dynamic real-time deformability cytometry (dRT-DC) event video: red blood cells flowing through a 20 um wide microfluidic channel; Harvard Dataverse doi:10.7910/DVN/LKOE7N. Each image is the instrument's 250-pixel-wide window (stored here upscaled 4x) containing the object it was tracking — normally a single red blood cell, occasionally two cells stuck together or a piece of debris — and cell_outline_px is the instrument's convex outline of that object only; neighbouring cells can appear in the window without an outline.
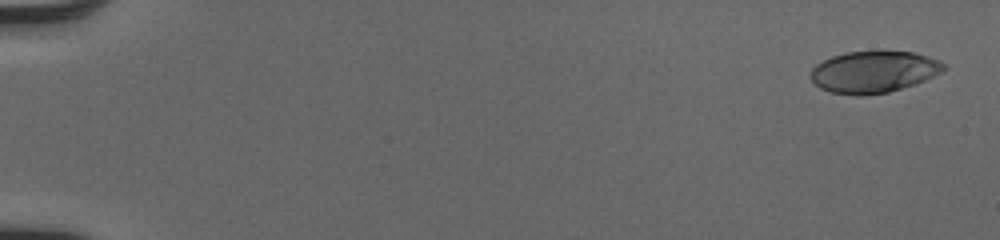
{"species": "human", "species_latin": "Homo sapiens", "temperature_condition": "cold", "stored_images_in_passage": 52, "camera_frame_rate_fps": 3000, "um_per_image_px": 0.085, "donor": {"sex": "male"}, "frame": {"image": 1, "passage_image": 2, "time_ms": 0.333, "image_size_px": [1000, 240], "cell_outline_px": [[948, 64], [940, 72], [924, 80], [888, 92], [860, 96], [856, 96], [832, 92], [820, 88], [812, 80], [812, 68], [816, 64], [832, 56], [848, 52], [912, 52], [928, 56]], "centroid_in_image_um": [74.25, 6.11], "position_along_channel_um": 10.7, "area_um2": 31.79}}
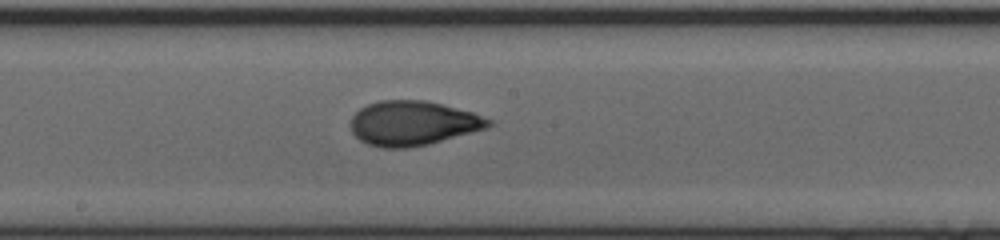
{"frame": {"image": 2, "passage_image": 30, "time_ms": 9.667, "image_size_px": [1000, 240], "cell_outline_px": [[496, 124], [488, 128], [428, 144], [408, 148], [380, 148], [368, 144], [360, 140], [352, 132], [352, 116], [360, 108], [368, 104], [380, 100], [424, 100], [472, 112], [492, 120]], "centroid_in_image_um": [35.11, 10.48], "position_along_channel_um": 213.1, "area_um2": 35.72}}
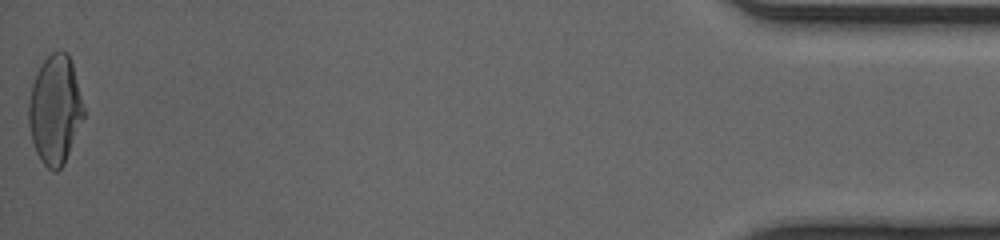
{"frame": {"image": 3, "passage_image": 52, "time_ms": 17.0, "image_size_px": [1000, 240], "cell_outline_px": [[84, 116], [64, 164], [56, 172], [52, 172], [40, 160], [36, 152], [32, 140], [28, 124], [28, 104], [32, 84], [36, 72], [44, 60], [52, 52], [68, 52], [72, 64], [84, 108]], "centroid_in_image_um": [4.66, 9.35], "position_along_channel_um": 430.5, "area_um2": 34.68}, "authors_computed_cell_mechanics": {"area_um2": 34.391, "velocity_mm_per_s": 4.1132, "shape_relaxation_time_tau1_ms": 4.3186, "shape_relaxation_time_tau2_ms": 1.0141, "deformation_change_tau1": 0.1713, "deformation_change_tau2": 0.0619}}